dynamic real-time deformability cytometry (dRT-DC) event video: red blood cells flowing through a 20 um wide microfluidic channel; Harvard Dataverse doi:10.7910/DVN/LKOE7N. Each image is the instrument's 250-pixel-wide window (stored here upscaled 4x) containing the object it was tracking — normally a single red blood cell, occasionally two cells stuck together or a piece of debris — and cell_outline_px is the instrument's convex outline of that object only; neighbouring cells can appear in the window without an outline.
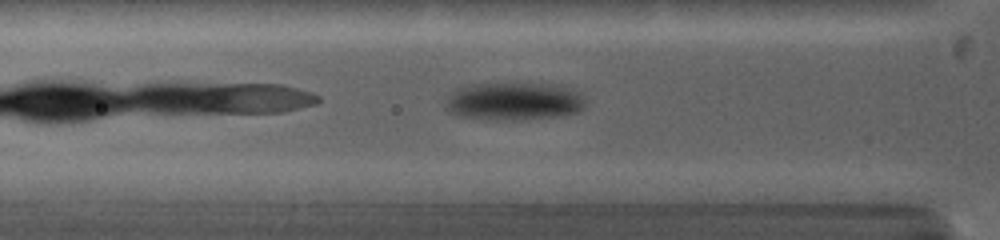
{"species": "common noctule bat (a hibernating species)", "species_latin": "Nyctalus noctula", "temperature_condition": "warm", "stored_images_in_passage": 23, "camera_frame_rate_fps": 5000, "um_per_image_px": 0.085, "animal": {"sex": "female", "body_mass_g": 19.0, "forearm_length_mm": 53.3}, "frame": {"image": 1, "passage_image": 11, "time_ms": 1.6, "image_size_px": [1000, 240], "cell_outline_px": [[584, 108], [580, 112], [560, 116], [524, 120], [496, 120], [456, 116], [448, 112], [444, 108], [444, 104], [448, 96], [456, 88], [468, 84], [500, 80], [560, 84], [572, 88], [580, 92], [584, 96]], "centroid_in_image_um": [43.67, 8.56], "position_along_channel_um": 82.1, "area_um2": 32.95}}